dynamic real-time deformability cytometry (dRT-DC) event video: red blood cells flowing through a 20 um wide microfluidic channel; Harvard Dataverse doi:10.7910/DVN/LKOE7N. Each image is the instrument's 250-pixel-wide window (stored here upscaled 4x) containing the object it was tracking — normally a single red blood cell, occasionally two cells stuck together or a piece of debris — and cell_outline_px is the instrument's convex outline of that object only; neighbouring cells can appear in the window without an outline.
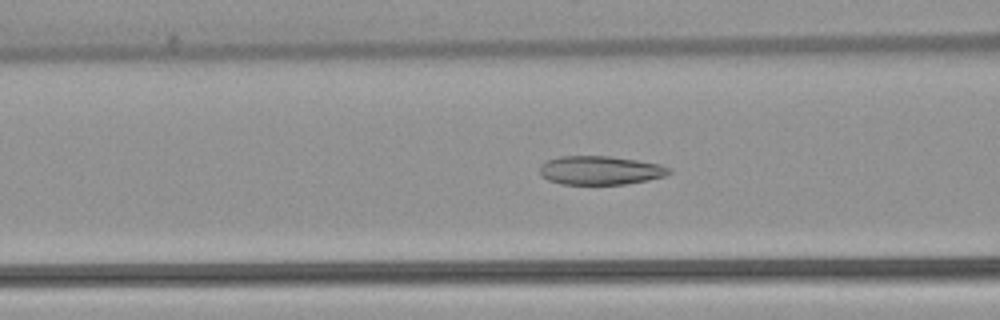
{"species": "common noctule bat (a hibernating species)", "species_latin": "Nyctalus noctula", "temperature_condition": "warm", "stored_images_in_passage": 53, "camera_frame_rate_fps": 3000, "um_per_image_px": 0.085, "animal": {"sex": "female", "body_mass_g": 22.7, "forearm_length_mm": 54.2}, "frame": {"image": 1, "passage_image": 21, "time_ms": 6.667, "image_size_px": [1000, 320], "cell_outline_px": [[672, 172], [664, 176], [648, 180], [624, 184], [560, 184], [548, 180], [540, 176], [540, 164], [544, 160], [560, 156], [608, 156], [636, 160], [660, 164], [672, 168]], "centroid_in_image_um": [50.99, 14.47], "position_along_channel_um": 115.6, "area_um2": 21.85}}
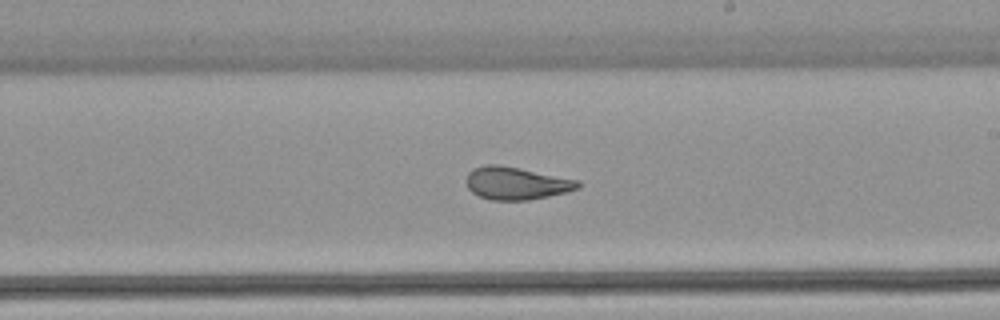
{"frame": {"image": 2, "passage_image": 31, "time_ms": 10.0, "image_size_px": [1000, 320], "cell_outline_px": [[580, 188], [568, 192], [528, 200], [492, 200], [480, 196], [472, 192], [468, 188], [464, 180], [468, 172], [472, 168], [484, 164], [500, 164], [580, 180]], "centroid_in_image_um": [43.87, 15.56], "position_along_channel_um": 245.1, "area_um2": 21.56}}
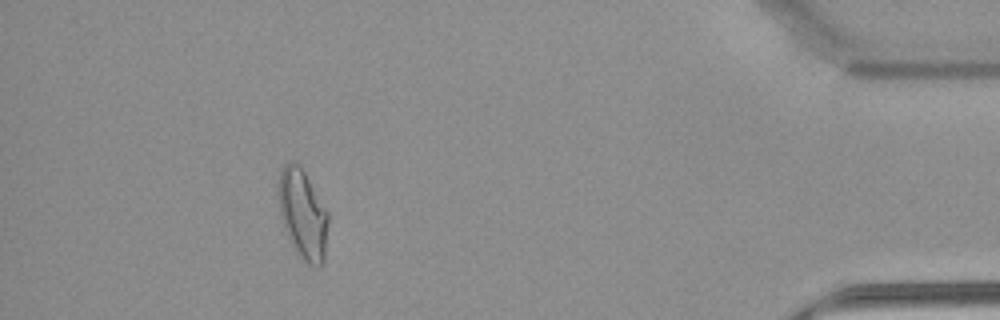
{"frame": {"image": 3, "passage_image": 48, "time_ms": 15.667, "image_size_px": [1000, 320], "cell_outline_px": [[328, 224], [324, 260], [320, 268], [316, 268], [308, 264], [292, 248], [288, 240], [280, 216], [276, 192], [276, 184], [280, 172], [284, 164], [288, 160], [296, 160], [304, 172], [328, 212]], "centroid_in_image_um": [25.69, 18.19], "position_along_channel_um": 409.5, "area_um2": 26.65}, "authors_computed_cell_mechanics": {"area_um2": 23.698, "velocity_mm_per_s": 3.8963, "shape_relaxation_time_tau1_ms": null, "shape_relaxation_time_tau2_ms": 1.5186, "deformation_change_tau1": null, "deformation_change_tau2": 0.0874}}